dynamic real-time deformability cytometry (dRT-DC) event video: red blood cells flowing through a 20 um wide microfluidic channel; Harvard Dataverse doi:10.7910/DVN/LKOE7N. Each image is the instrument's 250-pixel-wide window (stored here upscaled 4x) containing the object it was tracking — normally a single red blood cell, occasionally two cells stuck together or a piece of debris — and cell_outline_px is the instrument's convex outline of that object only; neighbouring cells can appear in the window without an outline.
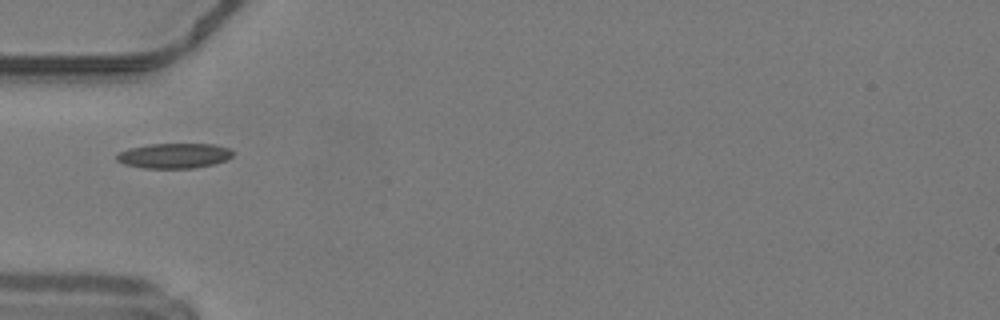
{"species": "common noctule bat (a hibernating species)", "species_latin": "Nyctalus noctula", "temperature_condition": "warm", "stored_images_in_passage": 34, "camera_frame_rate_fps": 3000, "um_per_image_px": 0.085, "animal": {"sex": "male", "body_mass_g": 19.2, "forearm_length_mm": 51.8}, "frame": {"image": 1, "passage_image": 1, "time_ms": 0.0, "image_size_px": [1000, 320], "cell_outline_px": [[236, 152], [228, 160], [212, 164], [192, 168], [140, 168], [124, 164], [116, 160], [116, 156], [120, 152], [128, 148], [148, 144], [212, 144], [232, 148]], "centroid_in_image_um": [14.83, 13.23], "position_along_channel_um": 70.2, "area_um2": 17.17}}
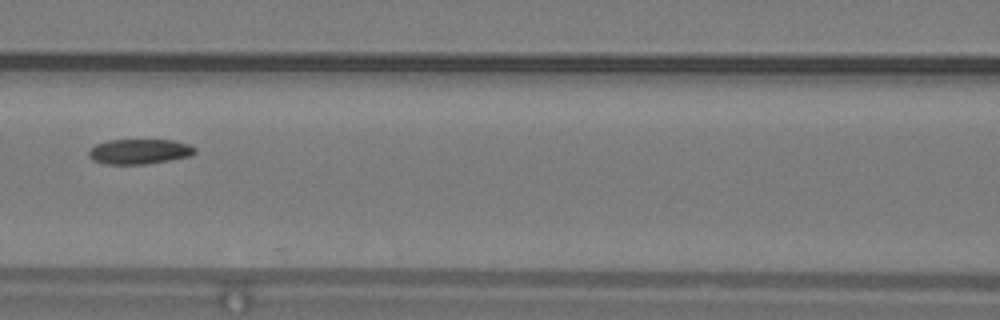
{"frame": {"image": 2, "passage_image": 7, "time_ms": 2.0, "image_size_px": [1000, 320], "cell_outline_px": [[196, 152], [192, 156], [148, 164], [104, 164], [92, 160], [88, 156], [88, 152], [96, 144], [108, 140], [172, 140], [188, 144], [196, 148]], "centroid_in_image_um": [11.86, 12.89], "position_along_channel_um": 154.7, "area_um2": 15.61}}
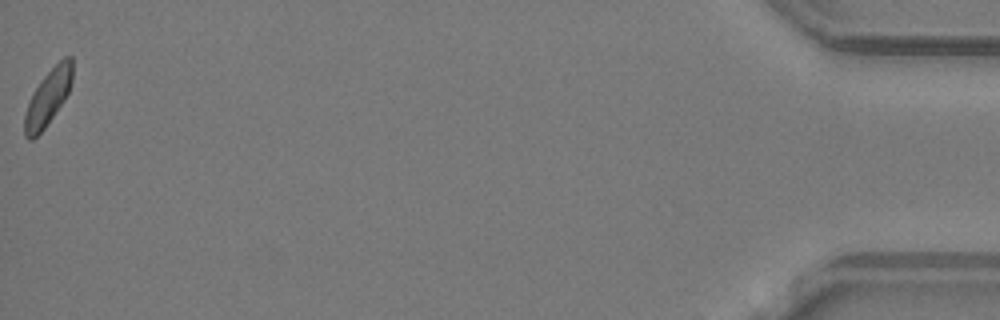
{"frame": {"image": 3, "passage_image": 34, "time_ms": 11.0, "image_size_px": [1000, 320], "cell_outline_px": [[72, 80], [68, 92], [64, 100], [44, 128], [32, 140], [28, 140], [24, 136], [24, 116], [32, 92], [40, 80], [64, 56], [72, 56]], "centroid_in_image_um": [4.06, 8.28], "position_along_channel_um": 431.1, "area_um2": 15.37}, "authors_computed_cell_mechanics": {"area_um2": 15.9528, "velocity_mm_per_s": 4.1938, "shape_relaxation_time_tau1_ms": 3.9883, "shape_relaxation_time_tau2_ms": null, "deformation_change_tau1": 0.0791, "deformation_change_tau2": null}}